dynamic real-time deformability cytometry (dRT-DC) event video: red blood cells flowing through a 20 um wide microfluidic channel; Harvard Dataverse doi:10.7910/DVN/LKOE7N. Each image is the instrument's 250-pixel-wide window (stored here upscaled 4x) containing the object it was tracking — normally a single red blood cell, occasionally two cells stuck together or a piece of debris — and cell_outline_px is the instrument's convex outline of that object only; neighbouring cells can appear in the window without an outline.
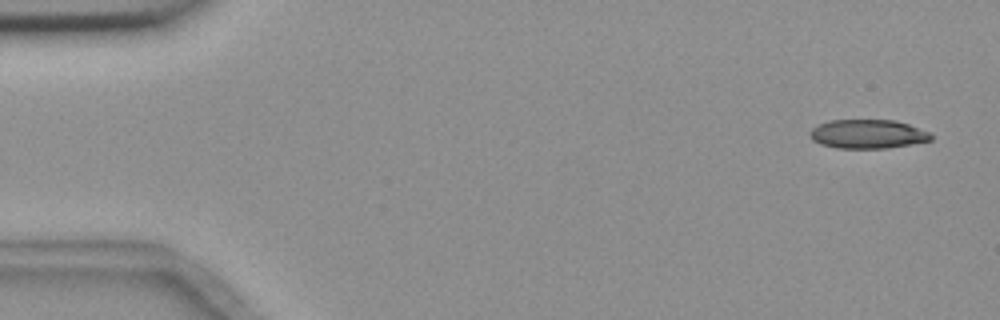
{"species": "common noctule bat (a hibernating species)", "species_latin": "Nyctalus noctula", "temperature_condition": "room temperature", "stored_images_in_passage": 3, "camera_frame_rate_fps": 3000, "um_per_image_px": 0.085, "animal": {"sex": "female", "body_mass_g": 18.4}, "frame": {"image": 1, "passage_image": 1, "time_ms": 0.0, "image_size_px": [1000, 320], "cell_outline_px": [[932, 140], [888, 148], [836, 148], [820, 144], [812, 140], [808, 136], [808, 132], [812, 128], [828, 120], [896, 120], [932, 132]], "centroid_in_image_um": [73.74, 11.39], "position_along_channel_um": 11.3, "area_um2": 20.63}}